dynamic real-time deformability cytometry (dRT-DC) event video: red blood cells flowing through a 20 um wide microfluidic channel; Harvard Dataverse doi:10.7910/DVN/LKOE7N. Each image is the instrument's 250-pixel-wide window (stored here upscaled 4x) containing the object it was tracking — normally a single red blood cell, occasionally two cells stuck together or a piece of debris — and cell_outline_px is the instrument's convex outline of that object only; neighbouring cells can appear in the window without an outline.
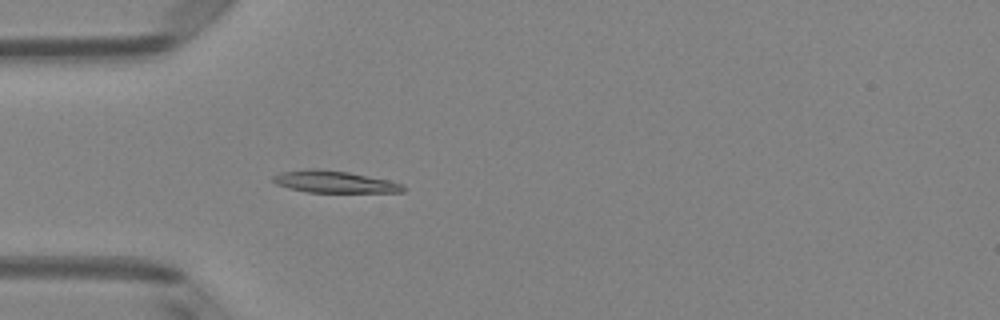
{"species": "Egyptian fruit bat (a non-hibernating species)", "species_latin": "Rousettus aegyptiacus", "temperature_condition": "room temperature", "stored_images_in_passage": 3, "camera_frame_rate_fps": 3000, "um_per_image_px": 0.085, "animal": {"sex": "female"}, "frame": {"image": 1, "passage_image": 3, "time_ms": 0.667, "image_size_px": [1000, 320], "cell_outline_px": [[404, 192], [308, 192], [288, 188], [276, 184], [272, 180], [272, 176], [280, 172], [308, 168], [316, 168], [348, 172], [388, 180], [404, 184]], "centroid_in_image_um": [28.38, 15.44], "position_along_channel_um": 56.6, "area_um2": 16.65}}